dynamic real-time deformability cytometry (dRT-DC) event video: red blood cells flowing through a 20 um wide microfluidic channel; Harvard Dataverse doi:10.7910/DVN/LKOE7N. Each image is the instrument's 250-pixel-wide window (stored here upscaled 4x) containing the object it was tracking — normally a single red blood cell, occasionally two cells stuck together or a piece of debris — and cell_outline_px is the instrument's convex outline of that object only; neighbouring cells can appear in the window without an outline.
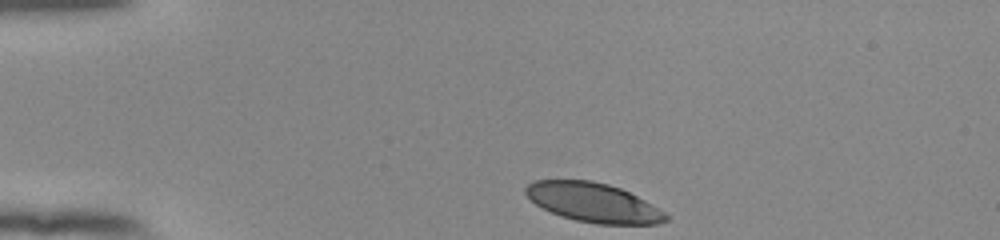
{"species": "human", "species_latin": "Homo sapiens", "temperature_condition": "room temperature", "stored_images_in_passage": 36, "camera_frame_rate_fps": 3000, "um_per_image_px": 0.085, "donor": {"sex": "female"}, "frame": {"image": 1, "passage_image": 1, "time_ms": 0.0, "image_size_px": [1000, 240], "cell_outline_px": [[668, 220], [656, 224], [596, 224], [576, 220], [560, 216], [536, 204], [524, 192], [524, 188], [528, 184], [536, 180], [592, 180], [608, 184], [620, 188], [644, 200], [664, 212], [668, 216]], "centroid_in_image_um": [50.42, 17.21], "position_along_channel_um": 34.6, "area_um2": 31.73}}
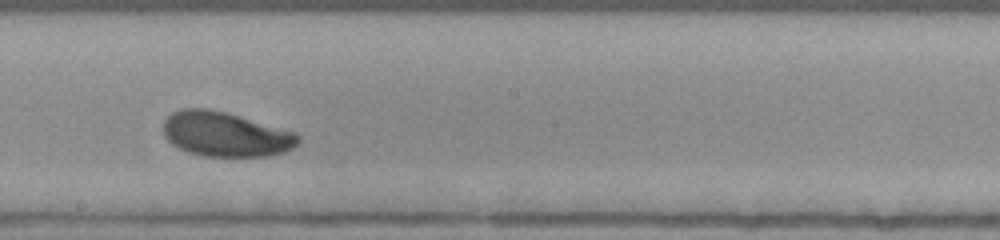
{"frame": {"image": 2, "passage_image": 21, "time_ms": 6.667, "image_size_px": [1000, 240], "cell_outline_px": [[300, 140], [292, 148], [284, 152], [268, 156], [204, 156], [188, 152], [172, 144], [164, 136], [164, 120], [172, 112], [180, 108], [208, 108], [224, 112], [296, 132], [300, 136]], "centroid_in_image_um": [19.15, 11.41], "position_along_channel_um": 229.0, "area_um2": 34.97}}
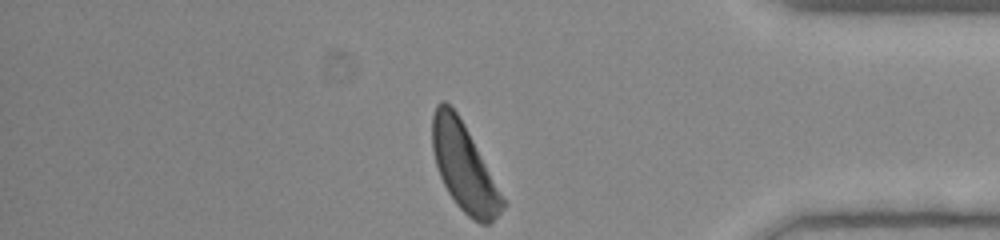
{"frame": {"image": 3, "passage_image": 36, "time_ms": 11.667, "image_size_px": [1000, 240], "cell_outline_px": [[508, 204], [488, 224], [480, 224], [472, 220], [456, 204], [448, 192], [440, 176], [436, 164], [432, 148], [432, 116], [436, 104], [440, 100], [444, 100], [456, 112], [464, 124]], "centroid_in_image_um": [39.44, 14.22], "position_along_channel_um": 395.8, "area_um2": 35.55}, "authors_computed_cell_mechanics": {"area_um2": 35.1713, "velocity_mm_per_s": 3.7965, "shape_relaxation_time_tau1_ms": 2.9961, "shape_relaxation_time_tau2_ms": null, "deformation_change_tau1": 0.1398, "deformation_change_tau2": null}}